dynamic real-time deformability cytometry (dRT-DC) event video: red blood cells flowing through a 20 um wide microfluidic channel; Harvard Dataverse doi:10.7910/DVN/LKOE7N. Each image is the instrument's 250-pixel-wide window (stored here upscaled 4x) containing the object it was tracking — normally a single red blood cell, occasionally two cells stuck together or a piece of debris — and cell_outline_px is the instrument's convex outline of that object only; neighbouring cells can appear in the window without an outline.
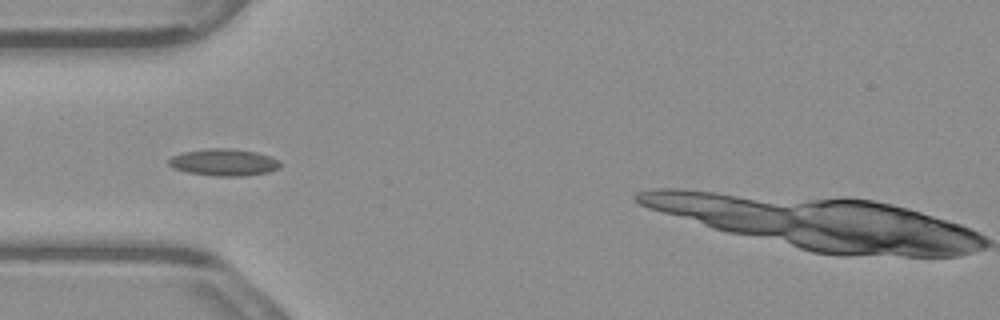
{"species": "common noctule bat (a hibernating species)", "species_latin": "Nyctalus noctula", "temperature_condition": "warm", "stored_images_in_passage": 32, "camera_frame_rate_fps": 3000, "um_per_image_px": 0.085, "animal": {"sex": "male", "body_mass_g": 23.1, "forearm_length_mm": 52.7}, "frame": {"image": 1, "passage_image": 1, "time_ms": 0.0, "image_size_px": [1000, 320], "cell_outline_px": [[284, 164], [280, 168], [268, 172], [244, 176], [216, 176], [188, 172], [172, 168], [168, 164], [168, 160], [172, 156], [180, 152], [208, 148], [232, 148], [256, 152], [272, 156], [280, 160]], "centroid_in_image_um": [19.06, 13.79], "position_along_channel_um": 65.9, "area_um2": 17.86}}
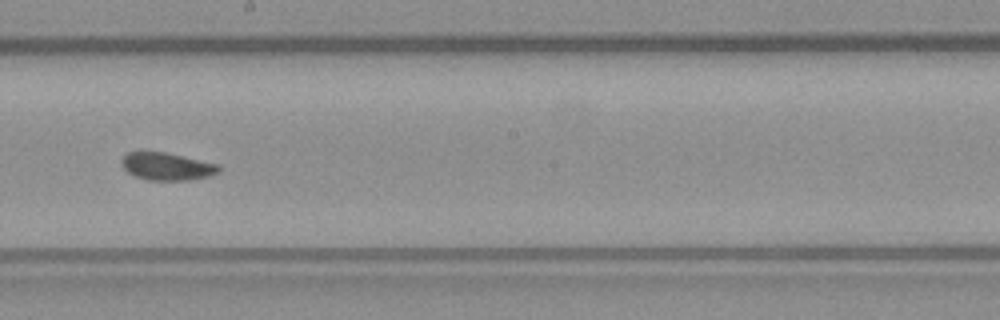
{"frame": {"image": 2, "passage_image": 14, "time_ms": 4.333, "image_size_px": [1000, 320], "cell_outline_px": [[220, 172], [208, 176], [188, 180], [148, 180], [136, 176], [128, 172], [120, 164], [120, 160], [128, 152], [164, 152], [220, 164]], "centroid_in_image_um": [14.19, 14.14], "position_along_channel_um": 234.0, "area_um2": 15.55}}
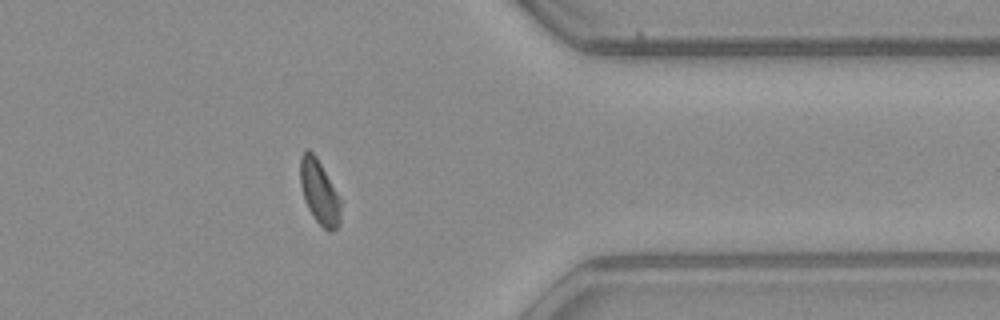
{"frame": {"image": 3, "passage_image": 27, "time_ms": 8.667, "image_size_px": [1000, 320], "cell_outline_px": [[340, 224], [332, 232], [328, 232], [312, 216], [304, 200], [300, 184], [300, 156], [308, 148], [316, 156], [336, 192], [340, 200]], "centroid_in_image_um": [27.12, 16.35], "position_along_channel_um": 384.3, "area_um2": 14.97}, "authors_computed_cell_mechanics": {"area_um2": 15.8661, "velocity_mm_per_s": 3.8579, "shape_relaxation_time_tau1_ms": null, "shape_relaxation_time_tau2_ms": 1.1989, "deformation_change_tau1": null, "deformation_change_tau2": 0.0344}}